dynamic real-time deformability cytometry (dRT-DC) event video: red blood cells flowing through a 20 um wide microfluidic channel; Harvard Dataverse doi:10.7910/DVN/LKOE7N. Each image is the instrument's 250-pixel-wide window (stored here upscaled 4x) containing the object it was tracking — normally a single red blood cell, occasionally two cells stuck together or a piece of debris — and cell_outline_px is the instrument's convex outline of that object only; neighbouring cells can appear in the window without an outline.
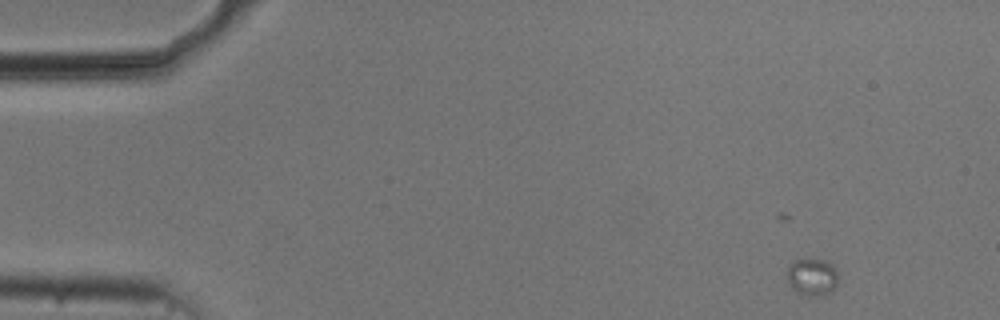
{"species": "common noctule bat (a hibernating species)", "species_latin": "Nyctalus noctula", "temperature_condition": "cold", "stored_images_in_passage": 52, "camera_frame_rate_fps": 3000, "um_per_image_px": 0.085, "animal": {"sex": "male", "body_mass_g": 20.5, "forearm_length_mm": 52.5}, "frame": {"image": 1, "passage_image": 1, "time_ms": 0.0, "image_size_px": [1000, 320], "cell_outline_px": [[836, 288], [832, 292], [820, 296], [808, 296], [796, 292], [788, 284], [788, 268], [792, 260], [824, 260], [832, 264], [836, 272]], "centroid_in_image_um": [69.02, 23.57], "position_along_channel_um": 16.0, "area_um2": 11.04}}
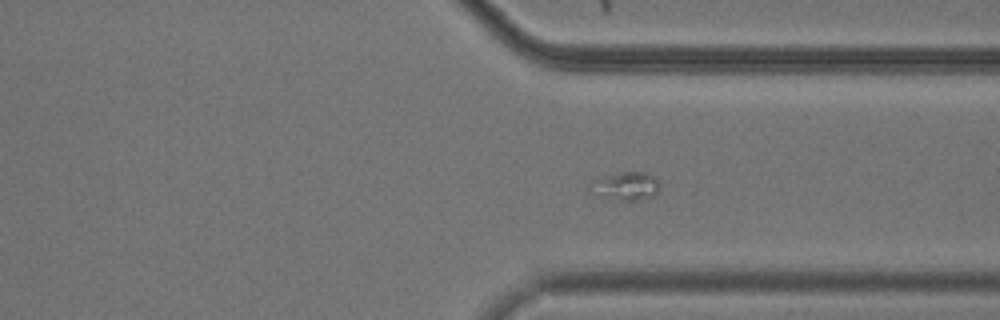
{"frame": {"image": 2, "passage_image": 38, "time_ms": 12.333, "image_size_px": [1000, 320], "cell_outline_px": [[660, 188], [656, 196], [644, 200], [620, 200], [608, 196], [588, 188], [588, 184], [596, 180], [608, 176], [624, 172], [644, 172], [652, 176], [660, 184]], "centroid_in_image_um": [53.32, 15.82], "position_along_channel_um": 358.1, "area_um2": 10.92}}
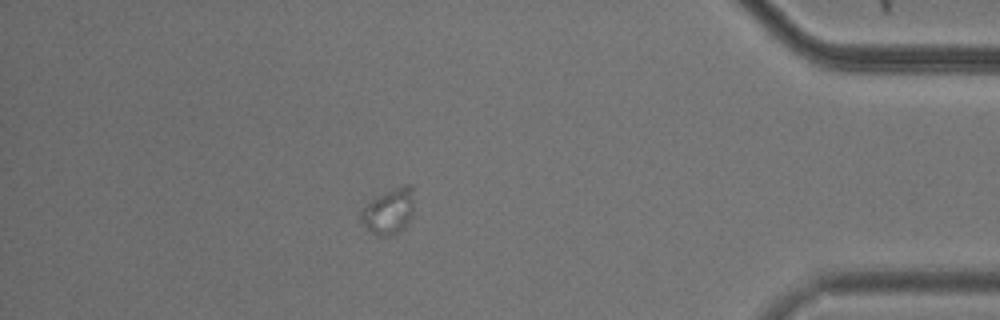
{"frame": {"image": 3, "passage_image": 45, "time_ms": 14.667, "image_size_px": [1000, 320], "cell_outline_px": [[412, 212], [408, 224], [400, 232], [388, 236], [376, 236], [364, 224], [360, 216], [360, 208], [368, 200], [400, 184], [412, 184]], "centroid_in_image_um": [33.03, 17.93], "position_along_channel_um": 402.2, "area_um2": 14.39}}